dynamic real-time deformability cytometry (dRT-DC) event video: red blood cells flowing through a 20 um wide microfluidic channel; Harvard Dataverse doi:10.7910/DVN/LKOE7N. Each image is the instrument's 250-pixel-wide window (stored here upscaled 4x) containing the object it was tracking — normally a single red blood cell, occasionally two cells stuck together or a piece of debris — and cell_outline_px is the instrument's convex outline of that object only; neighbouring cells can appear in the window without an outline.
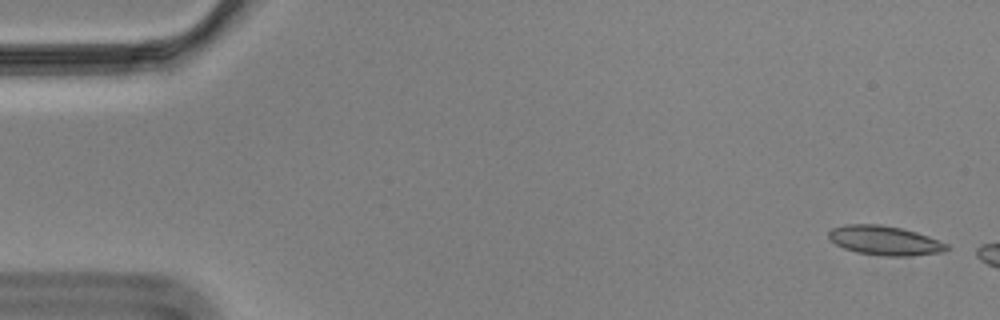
{"species": "Egyptian fruit bat (a non-hibernating species)", "species_latin": "Rousettus aegyptiacus", "temperature_condition": "cold", "stored_images_in_passage": 8, "camera_frame_rate_fps": 3000, "um_per_image_px": 0.085, "animal": {"sex": "male"}, "frame": {"image": 1, "passage_image": 2, "time_ms": 0.333, "image_size_px": [1000, 320], "cell_outline_px": [[952, 248], [944, 252], [908, 256], [880, 256], [856, 252], [844, 248], [828, 240], [828, 232], [832, 228], [844, 224], [880, 224], [900, 228], [916, 232], [928, 236], [948, 244]], "centroid_in_image_um": [75.19, 20.45], "position_along_channel_um": 9.8, "area_um2": 20.4}}